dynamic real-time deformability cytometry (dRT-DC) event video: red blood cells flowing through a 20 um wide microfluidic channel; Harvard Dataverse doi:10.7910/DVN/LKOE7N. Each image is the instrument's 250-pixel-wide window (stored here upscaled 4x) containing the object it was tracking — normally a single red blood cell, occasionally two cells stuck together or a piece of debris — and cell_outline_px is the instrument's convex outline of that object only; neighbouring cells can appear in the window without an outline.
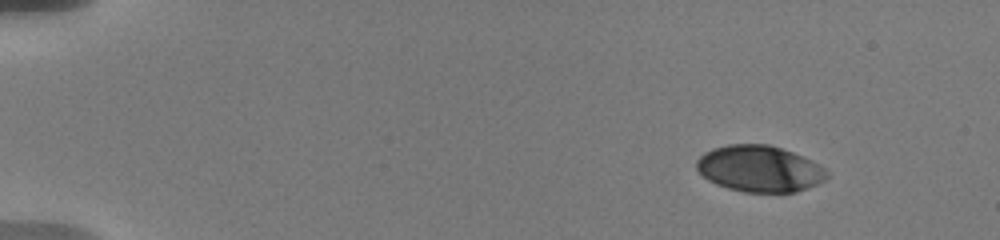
{"species": "human", "species_latin": "Homo sapiens", "temperature_condition": "warm", "stored_images_in_passage": 55, "camera_frame_rate_fps": 3000, "um_per_image_px": 0.085, "donor": {"sex": "male"}, "frame": {"image": 1, "passage_image": 1, "time_ms": 0.0, "image_size_px": [1000, 240], "cell_outline_px": [[828, 176], [824, 180], [816, 184], [796, 192], [744, 192], [728, 188], [716, 184], [708, 180], [696, 168], [696, 160], [704, 152], [712, 148], [728, 144], [768, 144], [792, 152], [812, 160], [824, 168], [828, 172]], "centroid_in_image_um": [64.54, 14.33], "position_along_channel_um": 20.5, "area_um2": 35.14}}
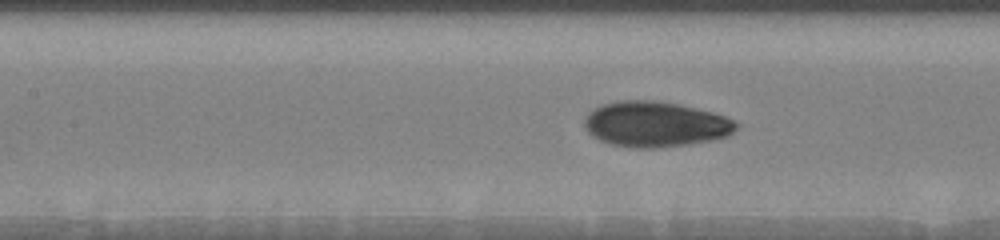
{"frame": {"image": 2, "passage_image": 24, "time_ms": 7.0, "image_size_px": [1000, 240], "cell_outline_px": [[740, 124], [728, 136], [712, 140], [688, 144], [656, 148], [632, 148], [608, 144], [592, 136], [584, 128], [584, 120], [588, 112], [592, 108], [600, 104], [616, 100], [652, 100], [680, 104], [712, 112], [736, 120]], "centroid_in_image_um": [55.67, 10.55], "position_along_channel_um": 151.7, "area_um2": 40.69}}
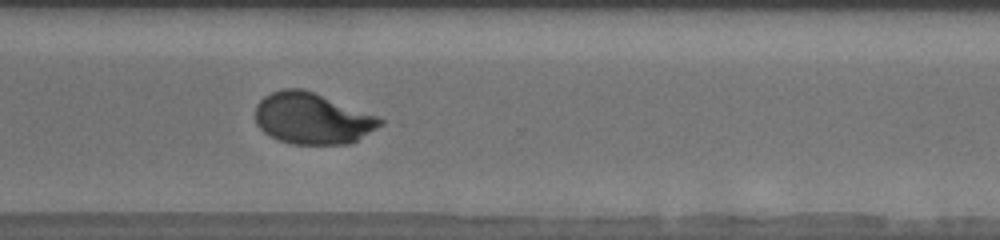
{"frame": {"image": 3, "passage_image": 54, "time_ms": 12.333, "image_size_px": [1000, 240], "cell_outline_px": [[384, 124], [356, 140], [348, 144], [292, 144], [280, 140], [264, 132], [256, 124], [256, 104], [264, 96], [272, 92], [284, 88], [304, 88], [376, 116], [384, 120]], "centroid_in_image_um": [26.52, 10.06], "position_along_channel_um": 344.1, "area_um2": 36.99}}